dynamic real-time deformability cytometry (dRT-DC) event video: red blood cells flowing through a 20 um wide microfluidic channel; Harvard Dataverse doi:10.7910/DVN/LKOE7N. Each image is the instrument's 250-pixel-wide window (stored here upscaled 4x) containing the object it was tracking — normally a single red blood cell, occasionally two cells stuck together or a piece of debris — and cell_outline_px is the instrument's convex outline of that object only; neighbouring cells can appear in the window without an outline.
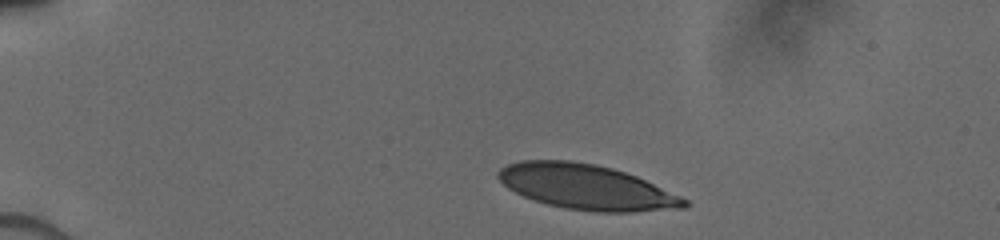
{"species": "human", "species_latin": "Homo sapiens", "temperature_condition": "cold", "stored_images_in_passage": 17, "camera_frame_rate_fps": 3000, "um_per_image_px": 0.085, "donor": {"sex": "male"}, "frame": {"image": 1, "passage_image": 1, "time_ms": 0.0, "image_size_px": [1000, 240], "cell_outline_px": [[692, 204], [688, 208], [632, 212], [596, 212], [564, 208], [548, 204], [524, 196], [508, 188], [496, 176], [496, 172], [500, 168], [508, 164], [520, 160], [572, 160], [596, 164], [612, 168], [636, 176], [680, 196], [688, 200]], "centroid_in_image_um": [49.86, 15.9], "position_along_channel_um": 35.1, "area_um2": 48.9}}
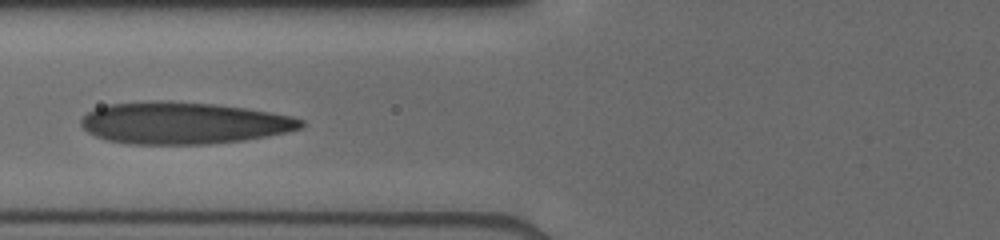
{"frame": {"image": 2, "passage_image": 10, "time_ms": 3.667, "image_size_px": [1000, 240], "cell_outline_px": [[304, 124], [300, 128], [288, 132], [244, 140], [208, 144], [128, 144], [108, 140], [96, 136], [88, 132], [80, 124], [80, 120], [88, 112], [96, 108], [108, 104], [152, 100], [168, 100], [212, 104], [244, 108], [292, 116], [304, 120]], "centroid_in_image_um": [15.57, 10.45], "position_along_channel_um": 110.2, "area_um2": 53.7}}
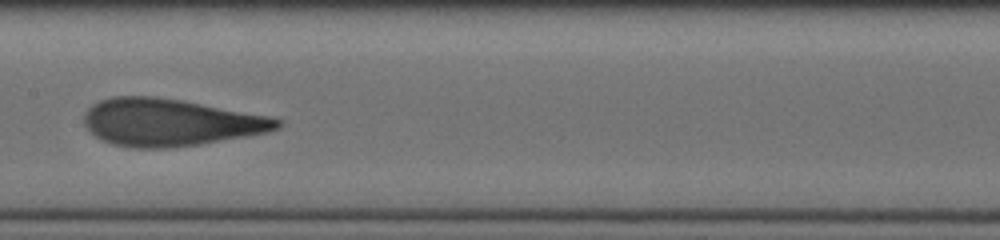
{"frame": {"image": 3, "passage_image": 15, "time_ms": 5.667, "image_size_px": [1000, 240], "cell_outline_px": [[284, 124], [280, 128], [268, 132], [200, 144], [168, 148], [136, 148], [112, 144], [100, 140], [88, 132], [84, 124], [84, 112], [92, 104], [100, 100], [112, 96], [156, 96], [184, 100], [268, 116], [284, 120]], "centroid_in_image_um": [14.43, 10.39], "position_along_channel_um": 193.0, "area_um2": 53.64}}